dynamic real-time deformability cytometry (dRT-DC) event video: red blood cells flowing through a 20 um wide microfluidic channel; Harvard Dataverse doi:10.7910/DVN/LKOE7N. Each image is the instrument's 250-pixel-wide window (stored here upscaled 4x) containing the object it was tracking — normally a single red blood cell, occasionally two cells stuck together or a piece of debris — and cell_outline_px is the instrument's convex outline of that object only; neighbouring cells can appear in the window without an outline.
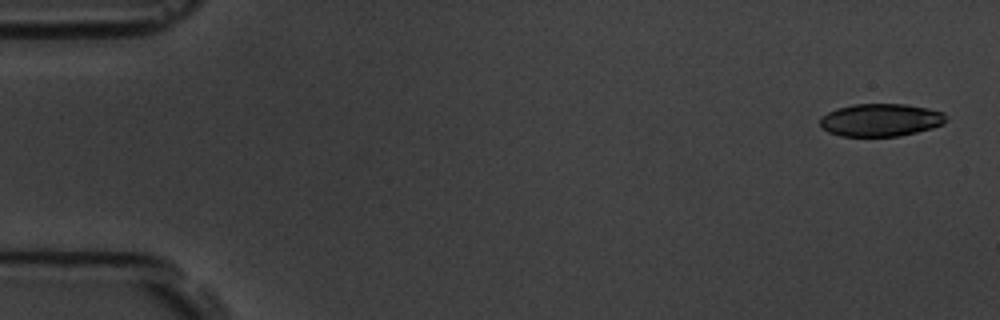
{"species": "common noctule bat (a hibernating species)", "species_latin": "Nyctalus noctula", "temperature_condition": "room temperature", "stored_images_in_passage": 5, "camera_frame_rate_fps": 3000, "um_per_image_px": 0.085, "animal": {"sex": "male", "body_mass_g": 19.5, "forearm_length_mm": 54.6}, "frame": {"image": 1, "passage_image": 1, "time_ms": 0.0, "image_size_px": [1000, 320], "cell_outline_px": [[948, 120], [944, 124], [932, 128], [916, 132], [896, 136], [840, 136], [828, 132], [820, 128], [820, 116], [836, 108], [852, 104], [904, 104], [928, 108], [944, 112]], "centroid_in_image_um": [74.84, 10.19], "position_along_channel_um": 10.2, "area_um2": 24.28}}
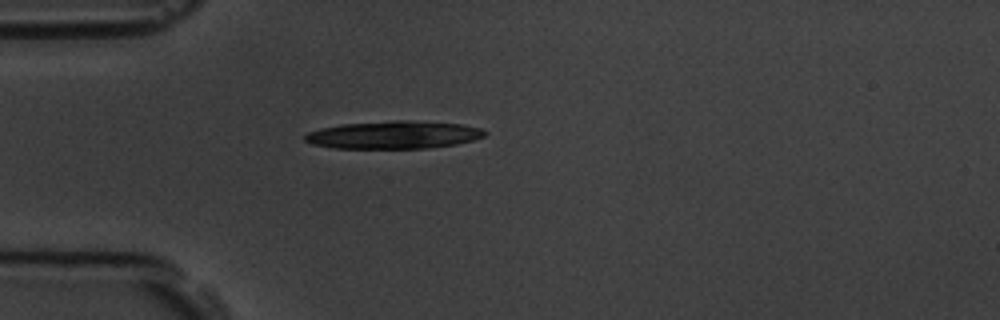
{"frame": {"image": 2, "passage_image": 5, "time_ms": 4.333, "image_size_px": [1000, 320], "cell_outline_px": [[488, 132], [484, 136], [472, 140], [456, 144], [428, 148], [332, 148], [312, 144], [304, 140], [304, 136], [308, 132], [320, 128], [340, 124], [396, 120], [404, 120], [460, 124], [480, 128]], "centroid_in_image_um": [33.43, 11.46], "position_along_channel_um": 51.6, "area_um2": 29.02}}